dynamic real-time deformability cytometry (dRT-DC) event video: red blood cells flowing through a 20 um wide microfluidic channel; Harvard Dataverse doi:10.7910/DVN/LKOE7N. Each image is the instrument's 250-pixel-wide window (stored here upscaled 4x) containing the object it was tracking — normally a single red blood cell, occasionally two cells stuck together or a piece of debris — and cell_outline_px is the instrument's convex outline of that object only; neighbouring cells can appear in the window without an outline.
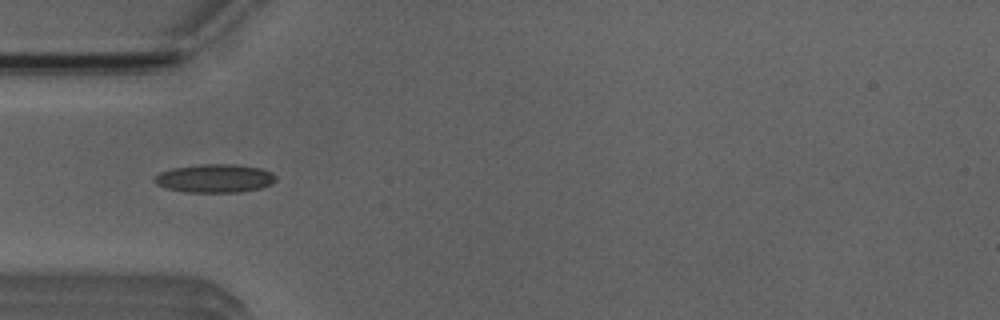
{"species": "Egyptian fruit bat (a non-hibernating species)", "species_latin": "Rousettus aegyptiacus", "temperature_condition": "room temperature", "stored_images_in_passage": 6, "camera_frame_rate_fps": 3000, "um_per_image_px": 0.085, "animal": {"sex": "male"}, "frame": {"image": 1, "passage_image": 4, "time_ms": 3.333, "image_size_px": [1000, 320], "cell_outline_px": [[276, 180], [272, 184], [260, 188], [240, 192], [188, 192], [164, 188], [156, 184], [152, 180], [160, 172], [172, 168], [200, 164], [236, 164], [260, 168], [272, 172], [276, 176]], "centroid_in_image_um": [18.26, 15.16], "position_along_channel_um": 66.7, "area_um2": 20.23}}